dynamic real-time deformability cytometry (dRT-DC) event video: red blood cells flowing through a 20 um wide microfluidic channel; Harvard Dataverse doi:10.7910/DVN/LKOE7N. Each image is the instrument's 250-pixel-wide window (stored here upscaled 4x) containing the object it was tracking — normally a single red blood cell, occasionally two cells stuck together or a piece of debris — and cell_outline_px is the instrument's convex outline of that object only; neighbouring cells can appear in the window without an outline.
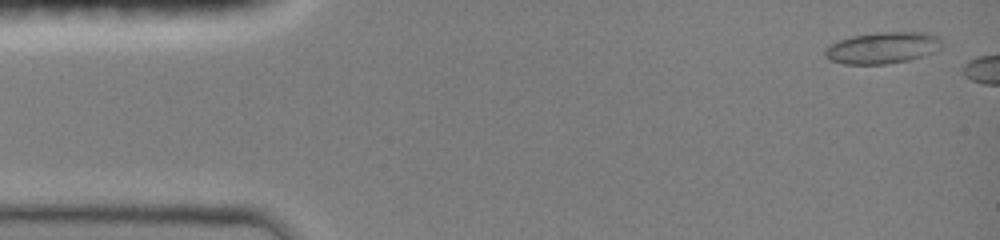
{"species": "common noctule bat (a hibernating species)", "species_latin": "Nyctalus noctula", "temperature_condition": "room temperature", "stored_images_in_passage": 3, "camera_frame_rate_fps": 3000, "um_per_image_px": 0.085, "animal": {"sex": "female", "body_mass_g": 19.0, "forearm_length_mm": 51.5}, "frame": {"image": 1, "passage_image": 1, "time_ms": 0.0, "image_size_px": [1000, 240], "cell_outline_px": [[940, 48], [932, 52], [908, 60], [884, 64], [844, 64], [832, 60], [824, 56], [824, 52], [832, 44], [840, 40], [852, 36], [876, 32], [920, 32], [936, 36], [940, 40]], "centroid_in_image_um": [74.99, 4.06], "position_along_channel_um": 10.0, "area_um2": 20.98}}